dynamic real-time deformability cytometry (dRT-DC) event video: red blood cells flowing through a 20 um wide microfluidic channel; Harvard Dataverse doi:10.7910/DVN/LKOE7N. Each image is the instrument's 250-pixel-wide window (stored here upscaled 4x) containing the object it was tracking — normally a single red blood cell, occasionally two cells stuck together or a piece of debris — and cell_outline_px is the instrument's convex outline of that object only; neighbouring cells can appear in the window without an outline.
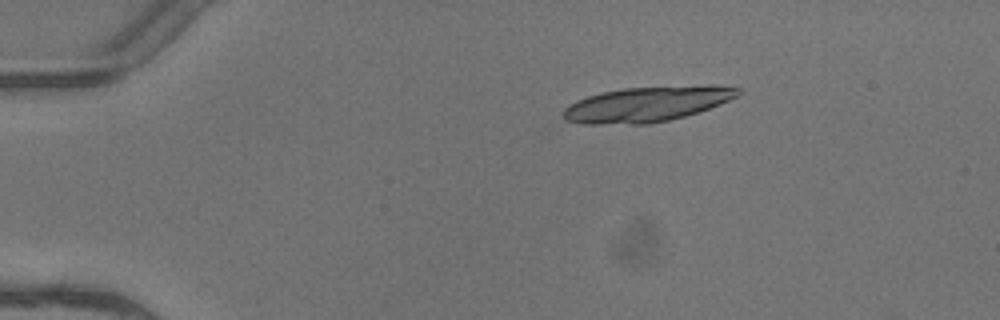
{"species": "common noctule bat (a hibernating species)", "species_latin": "Nyctalus noctula", "temperature_condition": "warm", "stored_images_in_passage": 3, "segment_of_instrument_passage": [1, 2], "camera_frame_rate_fps": 3000, "um_per_image_px": 0.085, "animal": {"sex": "female"}, "frame": {"image": 1, "passage_image": 1, "time_ms": 0.0, "image_size_px": [1000, 320], "cell_outline_px": [[740, 92], [736, 96], [720, 104], [684, 116], [668, 120], [648, 124], [580, 124], [564, 120], [564, 108], [588, 96], [600, 92], [624, 88], [708, 84], [712, 84], [740, 88]], "centroid_in_image_um": [55.0, 8.84], "position_along_channel_um": 30.0, "area_um2": 35.72}}